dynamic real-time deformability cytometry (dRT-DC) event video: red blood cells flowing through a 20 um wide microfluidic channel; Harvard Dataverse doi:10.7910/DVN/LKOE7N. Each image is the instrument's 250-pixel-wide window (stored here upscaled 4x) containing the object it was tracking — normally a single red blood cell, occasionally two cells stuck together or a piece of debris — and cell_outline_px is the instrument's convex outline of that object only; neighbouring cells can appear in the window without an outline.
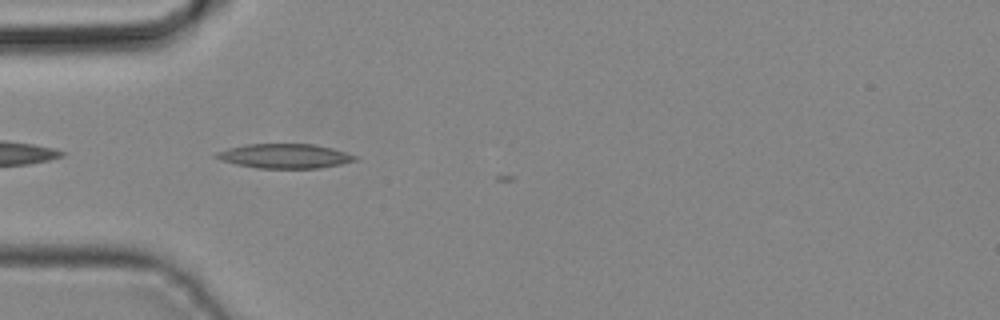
{"species": "common noctule bat (a hibernating species)", "species_latin": "Nyctalus noctula", "temperature_condition": "cold", "stored_images_in_passage": 5, "camera_frame_rate_fps": 3000, "um_per_image_px": 0.085, "animal": {"sex": "male", "body_mass_g": 19.2, "forearm_length_mm": 51.8}, "frame": {"image": 1, "passage_image": 3, "time_ms": 0.667, "image_size_px": [1000, 320], "cell_outline_px": [[356, 160], [340, 164], [320, 168], [256, 168], [236, 164], [220, 160], [212, 156], [216, 152], [228, 148], [244, 144], [312, 144], [332, 148], [356, 156]], "centroid_in_image_um": [24.13, 13.26], "position_along_channel_um": 60.9, "area_um2": 19.71}}